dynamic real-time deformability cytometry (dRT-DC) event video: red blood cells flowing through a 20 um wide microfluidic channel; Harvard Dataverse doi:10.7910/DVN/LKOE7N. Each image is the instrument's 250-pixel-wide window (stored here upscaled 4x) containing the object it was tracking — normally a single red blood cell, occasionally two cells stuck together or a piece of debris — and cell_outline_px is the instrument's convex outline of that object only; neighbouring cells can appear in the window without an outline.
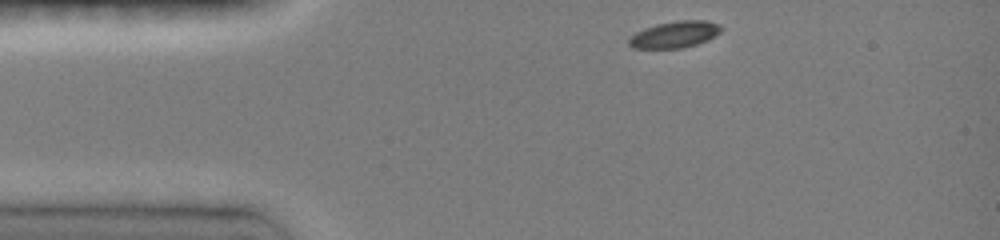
{"species": "common noctule bat (a hibernating species)", "species_latin": "Nyctalus noctula", "temperature_condition": "room temperature", "stored_images_in_passage": 35, "camera_frame_rate_fps": 3000, "um_per_image_px": 0.085, "animal": {"sex": "female", "body_mass_g": 19.0, "forearm_length_mm": 51.5}, "frame": {"image": 1, "passage_image": 1, "time_ms": 0.0, "image_size_px": [1000, 240], "cell_outline_px": [[724, 28], [720, 32], [708, 40], [684, 48], [632, 48], [628, 44], [628, 36], [644, 28], [656, 24], [676, 20], [708, 20], [720, 24]], "centroid_in_image_um": [57.35, 2.92], "position_along_channel_um": 27.6, "area_um2": 14.57}}
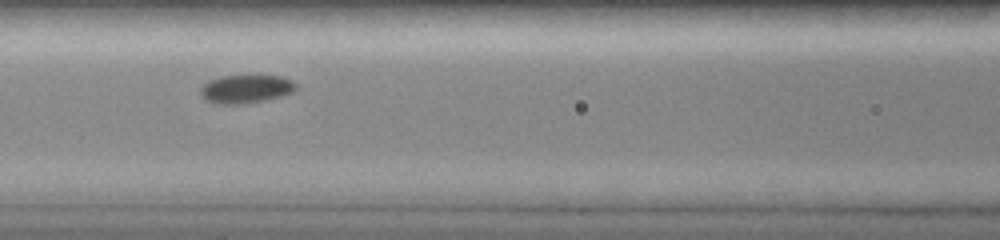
{"frame": {"image": 2, "passage_image": 13, "time_ms": 4.0, "image_size_px": [1000, 240], "cell_outline_px": [[296, 88], [292, 92], [280, 96], [264, 100], [244, 104], [216, 104], [204, 100], [200, 92], [200, 88], [208, 80], [224, 76], [280, 76], [292, 80], [296, 84]], "centroid_in_image_um": [20.86, 7.57], "position_along_channel_um": 145.7, "area_um2": 15.72}}
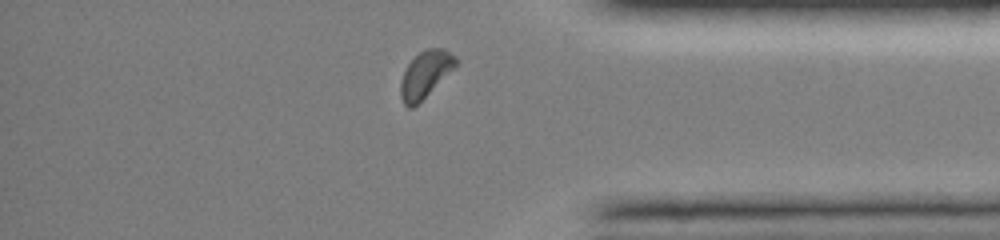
{"frame": {"image": 3, "passage_image": 32, "time_ms": 10.333, "image_size_px": [1000, 240], "cell_outline_px": [[460, 64], [412, 108], [408, 108], [404, 104], [400, 96], [400, 80], [408, 64], [424, 48], [444, 48], [456, 56], [460, 60]], "centroid_in_image_um": [36.2, 6.29], "position_along_channel_um": 399.0, "area_um2": 15.14}, "authors_computed_cell_mechanics": {"area_um2": 15.2014, "velocity_mm_per_s": 4.0837, "shape_relaxation_time_tau1_ms": 2.1507, "shape_relaxation_time_tau2_ms": null, "deformation_change_tau1": 0.0832, "deformation_change_tau2": null}}